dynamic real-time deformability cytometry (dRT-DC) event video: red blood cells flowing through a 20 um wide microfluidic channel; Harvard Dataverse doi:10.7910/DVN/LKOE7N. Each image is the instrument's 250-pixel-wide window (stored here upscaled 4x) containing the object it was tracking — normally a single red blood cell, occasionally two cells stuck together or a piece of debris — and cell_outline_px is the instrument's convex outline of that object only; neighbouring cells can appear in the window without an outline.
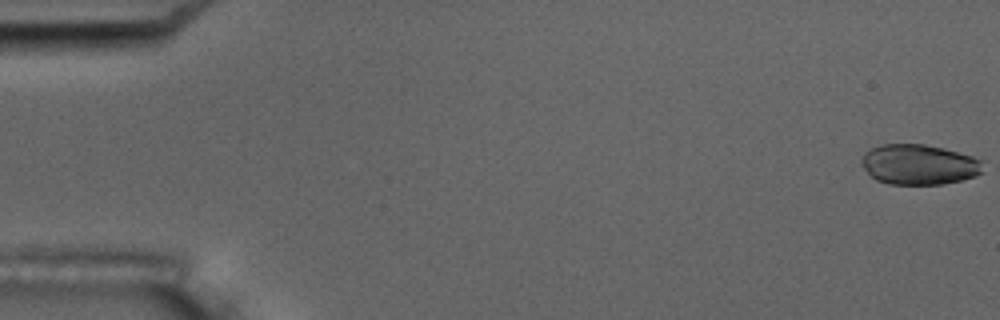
{"species": "common noctule bat (a hibernating species)", "species_latin": "Nyctalus noctula", "temperature_condition": "room temperature", "stored_images_in_passage": 5, "camera_frame_rate_fps": 3000, "um_per_image_px": 0.085, "animal": {"sex": "male", "body_mass_g": 17.5, "forearm_length_mm": 52.3}, "frame": {"image": 1, "passage_image": 1, "time_ms": 0.0, "image_size_px": [1000, 320], "cell_outline_px": [[984, 172], [976, 176], [944, 184], [888, 184], [876, 180], [864, 168], [860, 160], [864, 152], [880, 144], [924, 144], [944, 148], [972, 156], [980, 160]], "centroid_in_image_um": [78.11, 13.98], "position_along_channel_um": 6.9, "area_um2": 28.55}}
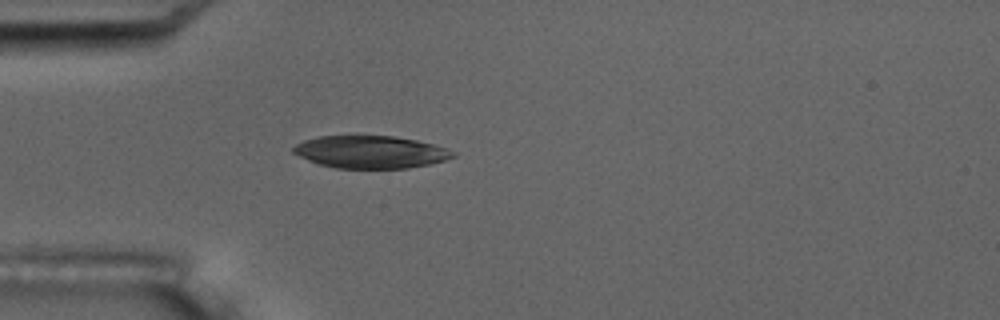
{"frame": {"image": 2, "passage_image": 5, "time_ms": 5.333, "image_size_px": [1000, 320], "cell_outline_px": [[456, 156], [444, 160], [428, 164], [408, 168], [336, 168], [320, 164], [308, 160], [292, 152], [292, 148], [296, 144], [304, 140], [320, 136], [392, 136], [416, 140], [432, 144], [456, 152]], "centroid_in_image_um": [31.48, 12.92], "position_along_channel_um": 53.5, "area_um2": 29.94}}